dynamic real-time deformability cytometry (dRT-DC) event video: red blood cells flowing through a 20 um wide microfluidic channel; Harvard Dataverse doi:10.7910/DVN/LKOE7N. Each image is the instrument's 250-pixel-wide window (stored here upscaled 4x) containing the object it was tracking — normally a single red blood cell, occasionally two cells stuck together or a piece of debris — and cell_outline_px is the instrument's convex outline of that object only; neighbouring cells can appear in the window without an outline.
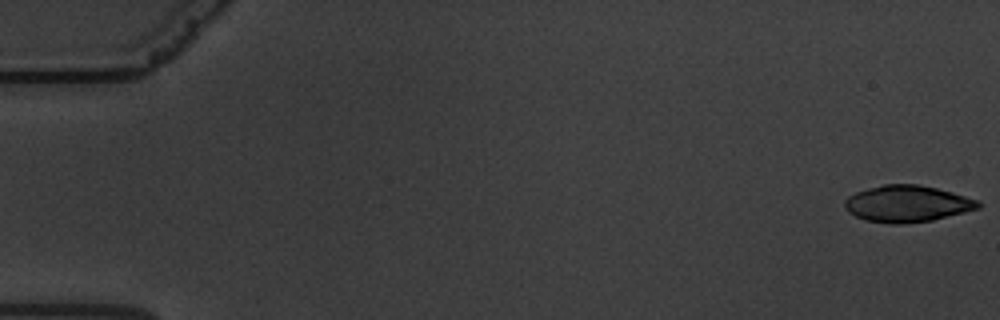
{"species": "common noctule bat (a hibernating species)", "species_latin": "Nyctalus noctula", "temperature_condition": "warm", "stored_images_in_passage": 61, "camera_frame_rate_fps": 3000, "um_per_image_px": 0.085, "animal": {"sex": "male", "body_mass_g": 19.5, "forearm_length_mm": 54.6}, "frame": {"image": 1, "passage_image": 1, "time_ms": 0.0, "image_size_px": [1000, 320], "cell_outline_px": [[984, 204], [980, 208], [932, 220], [900, 224], [888, 224], [864, 220], [848, 212], [844, 204], [844, 200], [848, 196], [856, 192], [868, 188], [884, 184], [920, 184], [952, 192], [976, 200]], "centroid_in_image_um": [77.09, 17.32], "position_along_channel_um": 7.9, "area_um2": 28.5}}
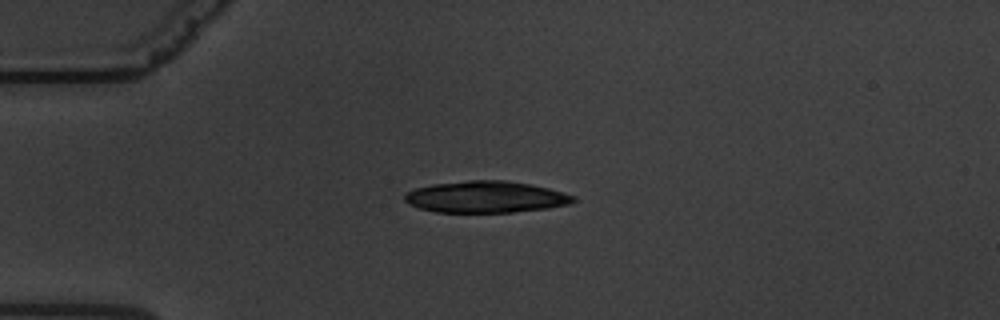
{"frame": {"image": 2, "passage_image": 16, "time_ms": 5.0, "image_size_px": [1000, 320], "cell_outline_px": [[576, 200], [572, 204], [548, 208], [512, 212], [436, 212], [420, 208], [408, 204], [404, 200], [404, 192], [416, 188], [432, 184], [468, 180], [504, 180], [528, 184], [548, 188], [576, 196]], "centroid_in_image_um": [41.28, 16.74], "position_along_channel_um": 43.7, "area_um2": 31.15}}